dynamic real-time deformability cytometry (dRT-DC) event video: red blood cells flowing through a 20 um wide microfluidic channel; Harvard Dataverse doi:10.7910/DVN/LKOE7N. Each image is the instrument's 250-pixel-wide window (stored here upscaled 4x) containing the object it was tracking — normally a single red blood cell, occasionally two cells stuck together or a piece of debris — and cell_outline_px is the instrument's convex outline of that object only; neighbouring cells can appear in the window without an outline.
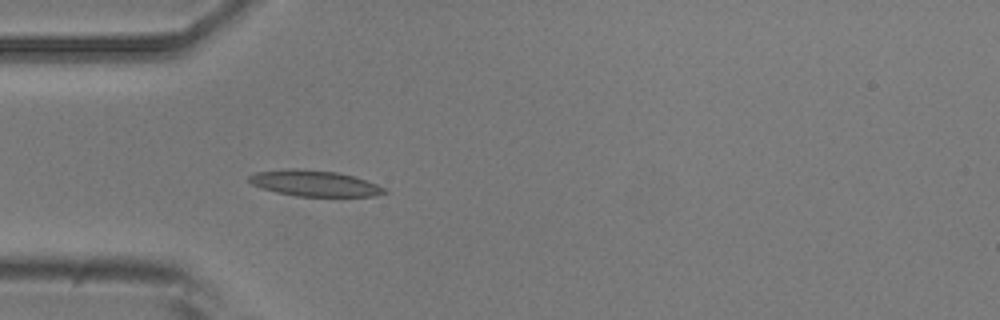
{"species": "common noctule bat (a hibernating species)", "species_latin": "Nyctalus noctula", "temperature_condition": "room temperature", "stored_images_in_passage": 4, "camera_frame_rate_fps": 3000, "um_per_image_px": 0.085, "animal": {"sex": "male", "body_mass_g": 20.5, "forearm_length_mm": 52.5}, "frame": {"image": 1, "passage_image": 4, "time_ms": 4.0, "image_size_px": [1000, 320], "cell_outline_px": [[388, 192], [376, 196], [296, 196], [276, 192], [260, 188], [252, 184], [248, 180], [248, 176], [256, 172], [284, 168], [296, 168], [336, 172], [352, 176], [388, 188]], "centroid_in_image_um": [26.71, 15.58], "position_along_channel_um": 58.3, "area_um2": 20.52}}